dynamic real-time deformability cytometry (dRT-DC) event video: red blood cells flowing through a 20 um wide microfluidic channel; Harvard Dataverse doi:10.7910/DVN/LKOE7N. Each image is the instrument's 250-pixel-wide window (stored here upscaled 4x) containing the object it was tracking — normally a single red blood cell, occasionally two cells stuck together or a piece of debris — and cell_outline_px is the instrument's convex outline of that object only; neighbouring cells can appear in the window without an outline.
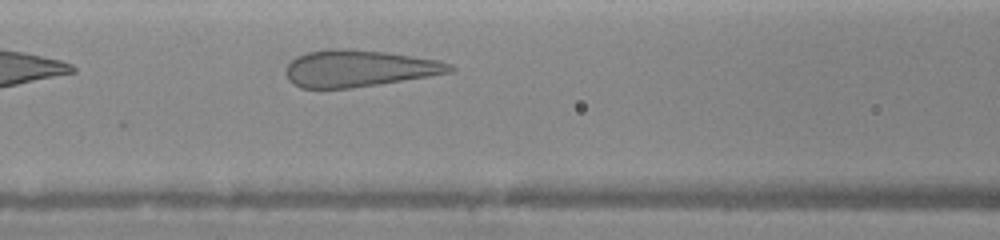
{"species": "human", "species_latin": "Homo sapiens", "temperature_condition": "warm", "stored_images_in_passage": 3, "camera_frame_rate_fps": 3000, "um_per_image_px": 0.085, "donor": {"sex": "female"}, "frame": {"image": 1, "passage_image": 3, "time_ms": 1.667, "image_size_px": [1000, 240], "cell_outline_px": [[456, 68], [452, 72], [428, 76], [376, 84], [348, 88], [300, 88], [292, 84], [288, 80], [284, 72], [288, 64], [296, 56], [308, 52], [328, 48], [352, 48], [388, 52], [440, 60]], "centroid_in_image_um": [30.46, 5.8], "position_along_channel_um": 136.1, "area_um2": 35.26}}